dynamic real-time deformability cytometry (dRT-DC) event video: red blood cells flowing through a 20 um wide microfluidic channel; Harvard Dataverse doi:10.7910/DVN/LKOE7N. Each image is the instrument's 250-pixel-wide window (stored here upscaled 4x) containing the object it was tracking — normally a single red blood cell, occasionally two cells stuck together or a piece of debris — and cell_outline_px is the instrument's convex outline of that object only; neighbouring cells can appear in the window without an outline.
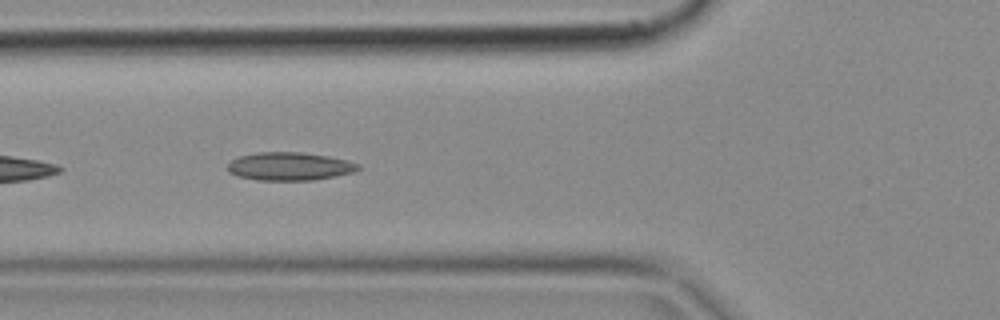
{"species": "common noctule bat (a hibernating species)", "species_latin": "Nyctalus noctula", "temperature_condition": "cold", "stored_images_in_passage": 5, "camera_frame_rate_fps": 3000, "um_per_image_px": 0.085, "animal": {"sex": "female", "body_mass_g": 18.4}, "frame": {"image": 1, "passage_image": 4, "time_ms": 1.0, "image_size_px": [1000, 320], "cell_outline_px": [[360, 168], [352, 172], [336, 176], [312, 180], [260, 180], [236, 176], [228, 172], [228, 164], [232, 160], [240, 156], [256, 152], [300, 152], [328, 156], [348, 160], [360, 164]], "centroid_in_image_um": [24.61, 14.14], "position_along_channel_um": 101.2, "area_um2": 21.39}}
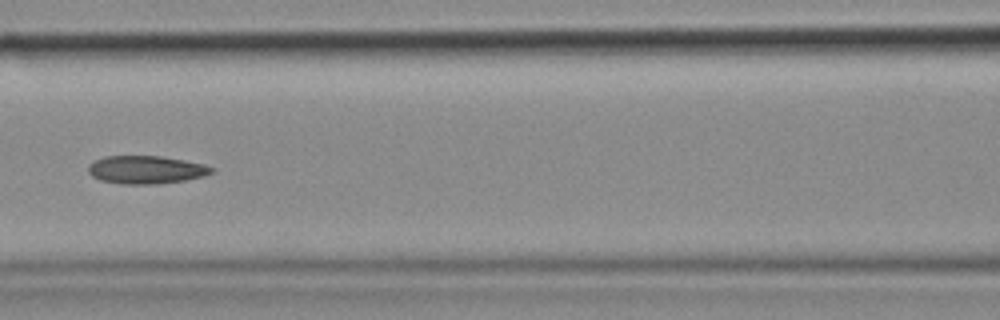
{"frame": {"image": 2, "passage_image": 5, "time_ms": 1.333, "image_size_px": [1000, 320], "cell_outline_px": [[216, 168], [212, 172], [204, 176], [184, 180], [156, 184], [120, 184], [100, 180], [92, 176], [88, 172], [88, 164], [92, 160], [104, 156], [160, 156], [184, 160], [204, 164]], "centroid_in_image_um": [12.38, 14.42], "position_along_channel_um": 154.2, "area_um2": 20.29}}